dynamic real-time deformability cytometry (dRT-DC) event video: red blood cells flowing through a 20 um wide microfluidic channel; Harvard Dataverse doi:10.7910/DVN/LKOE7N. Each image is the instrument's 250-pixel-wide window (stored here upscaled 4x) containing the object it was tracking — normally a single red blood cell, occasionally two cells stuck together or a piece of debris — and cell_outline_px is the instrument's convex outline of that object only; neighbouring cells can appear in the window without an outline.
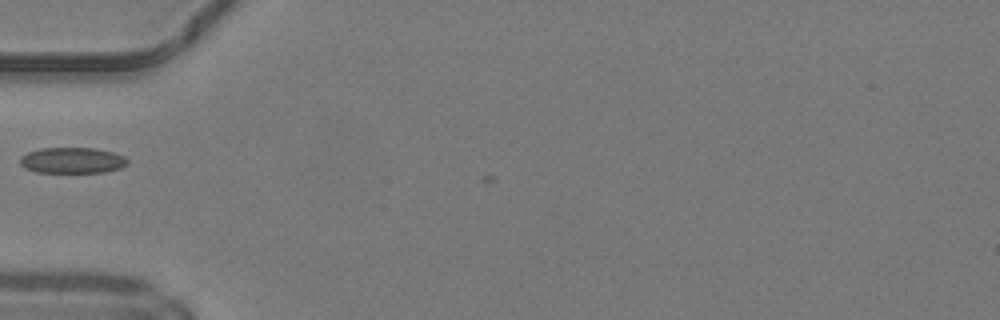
{"species": "common noctule bat (a hibernating species)", "species_latin": "Nyctalus noctula", "temperature_condition": "warm", "stored_images_in_passage": 6, "camera_frame_rate_fps": 3000, "um_per_image_px": 0.085, "animal": {"sex": "male", "body_mass_g": 19.2, "forearm_length_mm": 51.8}, "frame": {"image": 1, "passage_image": 1, "time_ms": 0.0, "image_size_px": [1000, 320], "cell_outline_px": [[128, 164], [120, 168], [104, 172], [36, 172], [24, 168], [20, 164], [20, 156], [28, 152], [40, 148], [96, 148], [112, 152], [124, 156], [128, 160]], "centroid_in_image_um": [6.13, 13.63], "position_along_channel_um": 78.9, "area_um2": 16.24}}
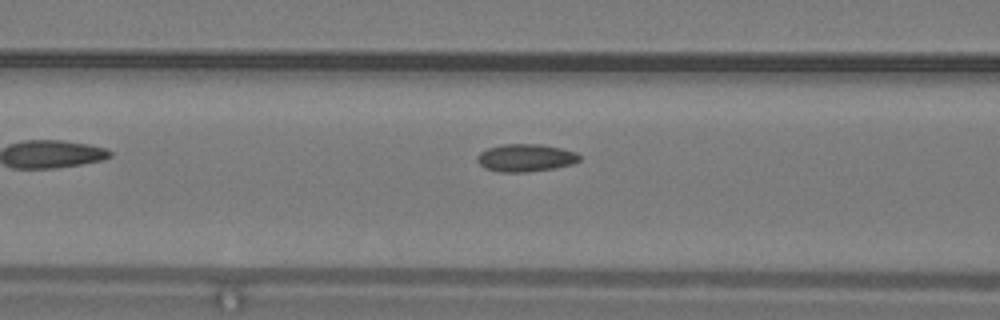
{"frame": {"image": 2, "passage_image": 4, "time_ms": 1.0, "image_size_px": [1000, 320], "cell_outline_px": [[580, 160], [572, 164], [556, 168], [524, 172], [500, 172], [484, 168], [476, 160], [476, 156], [480, 152], [488, 148], [504, 144], [540, 144], [560, 148], [576, 152], [580, 156]], "centroid_in_image_um": [44.66, 13.42], "position_along_channel_um": 121.9, "area_um2": 16.47}}